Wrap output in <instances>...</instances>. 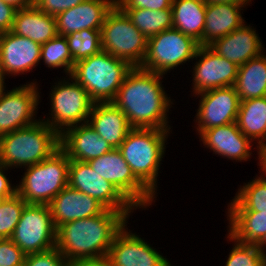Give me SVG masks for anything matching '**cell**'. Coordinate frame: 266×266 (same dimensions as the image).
Instances as JSON below:
<instances>
[{
	"label": "cell",
	"instance_id": "cell-10",
	"mask_svg": "<svg viewBox=\"0 0 266 266\" xmlns=\"http://www.w3.org/2000/svg\"><path fill=\"white\" fill-rule=\"evenodd\" d=\"M56 236L49 205L26 204L10 239L27 255L56 247Z\"/></svg>",
	"mask_w": 266,
	"mask_h": 266
},
{
	"label": "cell",
	"instance_id": "cell-22",
	"mask_svg": "<svg viewBox=\"0 0 266 266\" xmlns=\"http://www.w3.org/2000/svg\"><path fill=\"white\" fill-rule=\"evenodd\" d=\"M56 228L64 223L102 214L106 208L93 197L67 185L49 204Z\"/></svg>",
	"mask_w": 266,
	"mask_h": 266
},
{
	"label": "cell",
	"instance_id": "cell-42",
	"mask_svg": "<svg viewBox=\"0 0 266 266\" xmlns=\"http://www.w3.org/2000/svg\"><path fill=\"white\" fill-rule=\"evenodd\" d=\"M68 266H111L107 257L96 259H79L68 262Z\"/></svg>",
	"mask_w": 266,
	"mask_h": 266
},
{
	"label": "cell",
	"instance_id": "cell-24",
	"mask_svg": "<svg viewBox=\"0 0 266 266\" xmlns=\"http://www.w3.org/2000/svg\"><path fill=\"white\" fill-rule=\"evenodd\" d=\"M244 8L246 9L244 6L225 3L206 6L203 41L199 46H209L247 23L242 17Z\"/></svg>",
	"mask_w": 266,
	"mask_h": 266
},
{
	"label": "cell",
	"instance_id": "cell-6",
	"mask_svg": "<svg viewBox=\"0 0 266 266\" xmlns=\"http://www.w3.org/2000/svg\"><path fill=\"white\" fill-rule=\"evenodd\" d=\"M71 160L59 148L40 163L22 168L25 172L17 185V193L27 204L49 205L68 185Z\"/></svg>",
	"mask_w": 266,
	"mask_h": 266
},
{
	"label": "cell",
	"instance_id": "cell-25",
	"mask_svg": "<svg viewBox=\"0 0 266 266\" xmlns=\"http://www.w3.org/2000/svg\"><path fill=\"white\" fill-rule=\"evenodd\" d=\"M11 32L41 45L58 35L55 16L35 5L17 9Z\"/></svg>",
	"mask_w": 266,
	"mask_h": 266
},
{
	"label": "cell",
	"instance_id": "cell-48",
	"mask_svg": "<svg viewBox=\"0 0 266 266\" xmlns=\"http://www.w3.org/2000/svg\"><path fill=\"white\" fill-rule=\"evenodd\" d=\"M263 248H264V264L266 266V245Z\"/></svg>",
	"mask_w": 266,
	"mask_h": 266
},
{
	"label": "cell",
	"instance_id": "cell-37",
	"mask_svg": "<svg viewBox=\"0 0 266 266\" xmlns=\"http://www.w3.org/2000/svg\"><path fill=\"white\" fill-rule=\"evenodd\" d=\"M25 256L11 239H0V266H23Z\"/></svg>",
	"mask_w": 266,
	"mask_h": 266
},
{
	"label": "cell",
	"instance_id": "cell-8",
	"mask_svg": "<svg viewBox=\"0 0 266 266\" xmlns=\"http://www.w3.org/2000/svg\"><path fill=\"white\" fill-rule=\"evenodd\" d=\"M102 50L127 61L132 67H140L147 52L148 38L131 22L118 6L107 14L101 27Z\"/></svg>",
	"mask_w": 266,
	"mask_h": 266
},
{
	"label": "cell",
	"instance_id": "cell-3",
	"mask_svg": "<svg viewBox=\"0 0 266 266\" xmlns=\"http://www.w3.org/2000/svg\"><path fill=\"white\" fill-rule=\"evenodd\" d=\"M172 130L132 128L118 148L135 177L157 198L158 176ZM169 136V137H168Z\"/></svg>",
	"mask_w": 266,
	"mask_h": 266
},
{
	"label": "cell",
	"instance_id": "cell-38",
	"mask_svg": "<svg viewBox=\"0 0 266 266\" xmlns=\"http://www.w3.org/2000/svg\"><path fill=\"white\" fill-rule=\"evenodd\" d=\"M173 0H116L121 9L162 10L172 8Z\"/></svg>",
	"mask_w": 266,
	"mask_h": 266
},
{
	"label": "cell",
	"instance_id": "cell-11",
	"mask_svg": "<svg viewBox=\"0 0 266 266\" xmlns=\"http://www.w3.org/2000/svg\"><path fill=\"white\" fill-rule=\"evenodd\" d=\"M88 163L93 171L117 188L137 209L146 210L157 200L135 177L118 148L91 159Z\"/></svg>",
	"mask_w": 266,
	"mask_h": 266
},
{
	"label": "cell",
	"instance_id": "cell-44",
	"mask_svg": "<svg viewBox=\"0 0 266 266\" xmlns=\"http://www.w3.org/2000/svg\"><path fill=\"white\" fill-rule=\"evenodd\" d=\"M7 4L17 9L31 7L35 4V0H4Z\"/></svg>",
	"mask_w": 266,
	"mask_h": 266
},
{
	"label": "cell",
	"instance_id": "cell-39",
	"mask_svg": "<svg viewBox=\"0 0 266 266\" xmlns=\"http://www.w3.org/2000/svg\"><path fill=\"white\" fill-rule=\"evenodd\" d=\"M85 0H35V6L46 14L56 16L73 8Z\"/></svg>",
	"mask_w": 266,
	"mask_h": 266
},
{
	"label": "cell",
	"instance_id": "cell-33",
	"mask_svg": "<svg viewBox=\"0 0 266 266\" xmlns=\"http://www.w3.org/2000/svg\"><path fill=\"white\" fill-rule=\"evenodd\" d=\"M65 37L74 63L102 51L100 30L84 29Z\"/></svg>",
	"mask_w": 266,
	"mask_h": 266
},
{
	"label": "cell",
	"instance_id": "cell-1",
	"mask_svg": "<svg viewBox=\"0 0 266 266\" xmlns=\"http://www.w3.org/2000/svg\"><path fill=\"white\" fill-rule=\"evenodd\" d=\"M163 77V78H162ZM165 75L133 67L112 101L132 128L171 130L169 110L174 100L163 87Z\"/></svg>",
	"mask_w": 266,
	"mask_h": 266
},
{
	"label": "cell",
	"instance_id": "cell-31",
	"mask_svg": "<svg viewBox=\"0 0 266 266\" xmlns=\"http://www.w3.org/2000/svg\"><path fill=\"white\" fill-rule=\"evenodd\" d=\"M135 27L148 39L162 31L172 28V8L162 10L122 9Z\"/></svg>",
	"mask_w": 266,
	"mask_h": 266
},
{
	"label": "cell",
	"instance_id": "cell-15",
	"mask_svg": "<svg viewBox=\"0 0 266 266\" xmlns=\"http://www.w3.org/2000/svg\"><path fill=\"white\" fill-rule=\"evenodd\" d=\"M194 60L196 62L191 63L193 64L191 71L193 96L211 89L235 85L238 66L213 51L209 46H199Z\"/></svg>",
	"mask_w": 266,
	"mask_h": 266
},
{
	"label": "cell",
	"instance_id": "cell-26",
	"mask_svg": "<svg viewBox=\"0 0 266 266\" xmlns=\"http://www.w3.org/2000/svg\"><path fill=\"white\" fill-rule=\"evenodd\" d=\"M227 233L235 240L266 245V213L257 211H226Z\"/></svg>",
	"mask_w": 266,
	"mask_h": 266
},
{
	"label": "cell",
	"instance_id": "cell-40",
	"mask_svg": "<svg viewBox=\"0 0 266 266\" xmlns=\"http://www.w3.org/2000/svg\"><path fill=\"white\" fill-rule=\"evenodd\" d=\"M17 8L0 0V32H9L12 29Z\"/></svg>",
	"mask_w": 266,
	"mask_h": 266
},
{
	"label": "cell",
	"instance_id": "cell-32",
	"mask_svg": "<svg viewBox=\"0 0 266 266\" xmlns=\"http://www.w3.org/2000/svg\"><path fill=\"white\" fill-rule=\"evenodd\" d=\"M40 60L50 69H63L66 76L71 75L74 67L72 55L65 36L57 35L41 45Z\"/></svg>",
	"mask_w": 266,
	"mask_h": 266
},
{
	"label": "cell",
	"instance_id": "cell-35",
	"mask_svg": "<svg viewBox=\"0 0 266 266\" xmlns=\"http://www.w3.org/2000/svg\"><path fill=\"white\" fill-rule=\"evenodd\" d=\"M26 204L17 192L0 201V239H10Z\"/></svg>",
	"mask_w": 266,
	"mask_h": 266
},
{
	"label": "cell",
	"instance_id": "cell-7",
	"mask_svg": "<svg viewBox=\"0 0 266 266\" xmlns=\"http://www.w3.org/2000/svg\"><path fill=\"white\" fill-rule=\"evenodd\" d=\"M54 84L49 93L50 116L41 120L60 135L69 127L87 123L95 102L70 75L58 78Z\"/></svg>",
	"mask_w": 266,
	"mask_h": 266
},
{
	"label": "cell",
	"instance_id": "cell-4",
	"mask_svg": "<svg viewBox=\"0 0 266 266\" xmlns=\"http://www.w3.org/2000/svg\"><path fill=\"white\" fill-rule=\"evenodd\" d=\"M60 148V135L41 119L0 136V163L20 169L40 163Z\"/></svg>",
	"mask_w": 266,
	"mask_h": 266
},
{
	"label": "cell",
	"instance_id": "cell-2",
	"mask_svg": "<svg viewBox=\"0 0 266 266\" xmlns=\"http://www.w3.org/2000/svg\"><path fill=\"white\" fill-rule=\"evenodd\" d=\"M132 213L106 209L100 215L64 223L57 228L56 248L68 262L106 257Z\"/></svg>",
	"mask_w": 266,
	"mask_h": 266
},
{
	"label": "cell",
	"instance_id": "cell-20",
	"mask_svg": "<svg viewBox=\"0 0 266 266\" xmlns=\"http://www.w3.org/2000/svg\"><path fill=\"white\" fill-rule=\"evenodd\" d=\"M60 149L70 160L88 162L113 148L87 122L64 130L60 134Z\"/></svg>",
	"mask_w": 266,
	"mask_h": 266
},
{
	"label": "cell",
	"instance_id": "cell-9",
	"mask_svg": "<svg viewBox=\"0 0 266 266\" xmlns=\"http://www.w3.org/2000/svg\"><path fill=\"white\" fill-rule=\"evenodd\" d=\"M199 43L175 28L150 37L145 59L140 68L166 75L177 67L193 61Z\"/></svg>",
	"mask_w": 266,
	"mask_h": 266
},
{
	"label": "cell",
	"instance_id": "cell-12",
	"mask_svg": "<svg viewBox=\"0 0 266 266\" xmlns=\"http://www.w3.org/2000/svg\"><path fill=\"white\" fill-rule=\"evenodd\" d=\"M0 93V136L37 123L40 89L37 81Z\"/></svg>",
	"mask_w": 266,
	"mask_h": 266
},
{
	"label": "cell",
	"instance_id": "cell-23",
	"mask_svg": "<svg viewBox=\"0 0 266 266\" xmlns=\"http://www.w3.org/2000/svg\"><path fill=\"white\" fill-rule=\"evenodd\" d=\"M88 124L110 146L119 148L132 129L125 114L113 102H96L88 118Z\"/></svg>",
	"mask_w": 266,
	"mask_h": 266
},
{
	"label": "cell",
	"instance_id": "cell-17",
	"mask_svg": "<svg viewBox=\"0 0 266 266\" xmlns=\"http://www.w3.org/2000/svg\"><path fill=\"white\" fill-rule=\"evenodd\" d=\"M41 44L9 32L0 36V64L5 77L33 72L41 62Z\"/></svg>",
	"mask_w": 266,
	"mask_h": 266
},
{
	"label": "cell",
	"instance_id": "cell-28",
	"mask_svg": "<svg viewBox=\"0 0 266 266\" xmlns=\"http://www.w3.org/2000/svg\"><path fill=\"white\" fill-rule=\"evenodd\" d=\"M234 87L240 101L266 96V50L238 67Z\"/></svg>",
	"mask_w": 266,
	"mask_h": 266
},
{
	"label": "cell",
	"instance_id": "cell-41",
	"mask_svg": "<svg viewBox=\"0 0 266 266\" xmlns=\"http://www.w3.org/2000/svg\"><path fill=\"white\" fill-rule=\"evenodd\" d=\"M9 169L3 163H0V197L2 199L11 197L17 192V185L12 184V180L6 174Z\"/></svg>",
	"mask_w": 266,
	"mask_h": 266
},
{
	"label": "cell",
	"instance_id": "cell-18",
	"mask_svg": "<svg viewBox=\"0 0 266 266\" xmlns=\"http://www.w3.org/2000/svg\"><path fill=\"white\" fill-rule=\"evenodd\" d=\"M198 137L204 148L233 162L250 161L252 151L260 149L240 131L237 122L204 130Z\"/></svg>",
	"mask_w": 266,
	"mask_h": 266
},
{
	"label": "cell",
	"instance_id": "cell-30",
	"mask_svg": "<svg viewBox=\"0 0 266 266\" xmlns=\"http://www.w3.org/2000/svg\"><path fill=\"white\" fill-rule=\"evenodd\" d=\"M227 211H257L266 213V181L256 174L249 182L239 186Z\"/></svg>",
	"mask_w": 266,
	"mask_h": 266
},
{
	"label": "cell",
	"instance_id": "cell-19",
	"mask_svg": "<svg viewBox=\"0 0 266 266\" xmlns=\"http://www.w3.org/2000/svg\"><path fill=\"white\" fill-rule=\"evenodd\" d=\"M116 0H85L55 16L58 35L66 36L84 29L101 30Z\"/></svg>",
	"mask_w": 266,
	"mask_h": 266
},
{
	"label": "cell",
	"instance_id": "cell-29",
	"mask_svg": "<svg viewBox=\"0 0 266 266\" xmlns=\"http://www.w3.org/2000/svg\"><path fill=\"white\" fill-rule=\"evenodd\" d=\"M173 26L199 44L203 41L206 5L202 0H173Z\"/></svg>",
	"mask_w": 266,
	"mask_h": 266
},
{
	"label": "cell",
	"instance_id": "cell-16",
	"mask_svg": "<svg viewBox=\"0 0 266 266\" xmlns=\"http://www.w3.org/2000/svg\"><path fill=\"white\" fill-rule=\"evenodd\" d=\"M127 224L116 234L108 250L106 257L111 266H174L160 250L128 230Z\"/></svg>",
	"mask_w": 266,
	"mask_h": 266
},
{
	"label": "cell",
	"instance_id": "cell-36",
	"mask_svg": "<svg viewBox=\"0 0 266 266\" xmlns=\"http://www.w3.org/2000/svg\"><path fill=\"white\" fill-rule=\"evenodd\" d=\"M23 266H68V261L54 247L47 251L27 254Z\"/></svg>",
	"mask_w": 266,
	"mask_h": 266
},
{
	"label": "cell",
	"instance_id": "cell-45",
	"mask_svg": "<svg viewBox=\"0 0 266 266\" xmlns=\"http://www.w3.org/2000/svg\"><path fill=\"white\" fill-rule=\"evenodd\" d=\"M256 157L257 160H259L258 166H260L259 168H261L260 169L261 171H259V174L261 175L259 176H261L266 181V156H256Z\"/></svg>",
	"mask_w": 266,
	"mask_h": 266
},
{
	"label": "cell",
	"instance_id": "cell-47",
	"mask_svg": "<svg viewBox=\"0 0 266 266\" xmlns=\"http://www.w3.org/2000/svg\"><path fill=\"white\" fill-rule=\"evenodd\" d=\"M257 156H266V145L258 150Z\"/></svg>",
	"mask_w": 266,
	"mask_h": 266
},
{
	"label": "cell",
	"instance_id": "cell-43",
	"mask_svg": "<svg viewBox=\"0 0 266 266\" xmlns=\"http://www.w3.org/2000/svg\"><path fill=\"white\" fill-rule=\"evenodd\" d=\"M206 6L216 5V4H236L238 6H247L252 4V0H202Z\"/></svg>",
	"mask_w": 266,
	"mask_h": 266
},
{
	"label": "cell",
	"instance_id": "cell-5",
	"mask_svg": "<svg viewBox=\"0 0 266 266\" xmlns=\"http://www.w3.org/2000/svg\"><path fill=\"white\" fill-rule=\"evenodd\" d=\"M133 67L125 60L101 51L74 64L71 77L96 102H112Z\"/></svg>",
	"mask_w": 266,
	"mask_h": 266
},
{
	"label": "cell",
	"instance_id": "cell-14",
	"mask_svg": "<svg viewBox=\"0 0 266 266\" xmlns=\"http://www.w3.org/2000/svg\"><path fill=\"white\" fill-rule=\"evenodd\" d=\"M198 108L195 114L196 134L204 130L228 125L237 121L240 99L234 86L211 89L201 92Z\"/></svg>",
	"mask_w": 266,
	"mask_h": 266
},
{
	"label": "cell",
	"instance_id": "cell-34",
	"mask_svg": "<svg viewBox=\"0 0 266 266\" xmlns=\"http://www.w3.org/2000/svg\"><path fill=\"white\" fill-rule=\"evenodd\" d=\"M225 238L228 239L227 241L234 242L225 266H265L263 246L241 243L228 233Z\"/></svg>",
	"mask_w": 266,
	"mask_h": 266
},
{
	"label": "cell",
	"instance_id": "cell-46",
	"mask_svg": "<svg viewBox=\"0 0 266 266\" xmlns=\"http://www.w3.org/2000/svg\"><path fill=\"white\" fill-rule=\"evenodd\" d=\"M5 79H7L3 73L2 66L0 64V93L6 89Z\"/></svg>",
	"mask_w": 266,
	"mask_h": 266
},
{
	"label": "cell",
	"instance_id": "cell-13",
	"mask_svg": "<svg viewBox=\"0 0 266 266\" xmlns=\"http://www.w3.org/2000/svg\"><path fill=\"white\" fill-rule=\"evenodd\" d=\"M68 185L93 197L106 209L118 212L137 210L117 188L93 171L88 162L71 160Z\"/></svg>",
	"mask_w": 266,
	"mask_h": 266
},
{
	"label": "cell",
	"instance_id": "cell-27",
	"mask_svg": "<svg viewBox=\"0 0 266 266\" xmlns=\"http://www.w3.org/2000/svg\"><path fill=\"white\" fill-rule=\"evenodd\" d=\"M236 122L247 138L263 148L266 145V96L241 101Z\"/></svg>",
	"mask_w": 266,
	"mask_h": 266
},
{
	"label": "cell",
	"instance_id": "cell-21",
	"mask_svg": "<svg viewBox=\"0 0 266 266\" xmlns=\"http://www.w3.org/2000/svg\"><path fill=\"white\" fill-rule=\"evenodd\" d=\"M254 26L243 24L228 35L215 40L209 47L238 67L264 52V44Z\"/></svg>",
	"mask_w": 266,
	"mask_h": 266
}]
</instances>
